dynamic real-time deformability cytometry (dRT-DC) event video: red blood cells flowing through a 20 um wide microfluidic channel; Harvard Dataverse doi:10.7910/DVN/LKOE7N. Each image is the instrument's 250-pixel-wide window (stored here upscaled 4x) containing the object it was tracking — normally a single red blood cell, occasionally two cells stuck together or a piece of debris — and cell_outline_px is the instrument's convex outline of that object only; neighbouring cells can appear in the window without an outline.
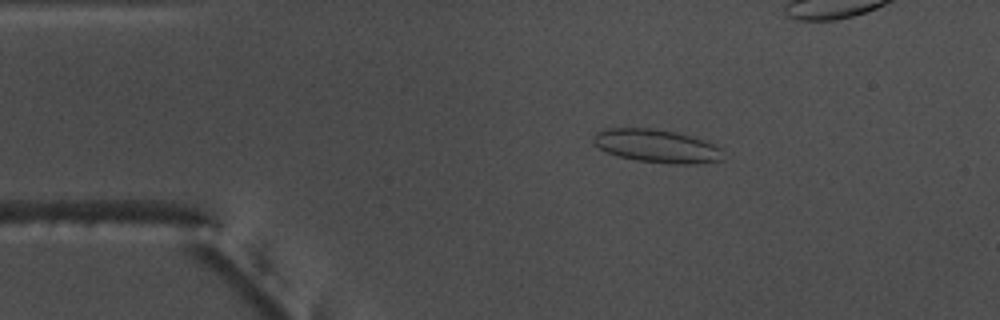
{"species": "common noctule bat (a hibernating species)", "species_latin": "Nyctalus noctula", "temperature_condition": "warm", "stored_images_in_passage": 47, "camera_frame_rate_fps": 3000, "um_per_image_px": 0.085, "animal": {"sex": "male", "body_mass_g": 17.5, "forearm_length_mm": 52.3}, "frame": {"image": 1, "passage_image": 3, "time_ms": 0.667, "image_size_px": [1000, 320], "cell_outline_px": [[724, 160], [696, 164], [676, 164], [636, 160], [604, 152], [592, 144], [592, 136], [596, 132], [608, 128], [652, 128], [676, 132], [708, 140], [716, 144], [720, 148]], "centroid_in_image_um": [55.82, 12.4], "position_along_channel_um": 29.2, "area_um2": 25.49}}
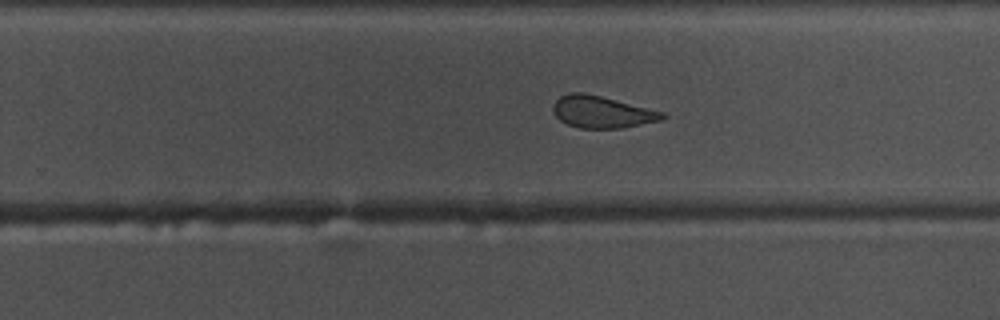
{"frame": {"image": 2, "passage_image": 27, "time_ms": 8.667, "image_size_px": [1000, 320], "cell_outline_px": [[668, 116], [660, 120], [624, 128], [580, 128], [568, 124], [560, 120], [556, 116], [552, 108], [552, 104], [560, 96], [572, 92], [584, 92], [664, 112]], "centroid_in_image_um": [51.15, 9.52], "position_along_channel_um": 278.7, "area_um2": 20.23}}
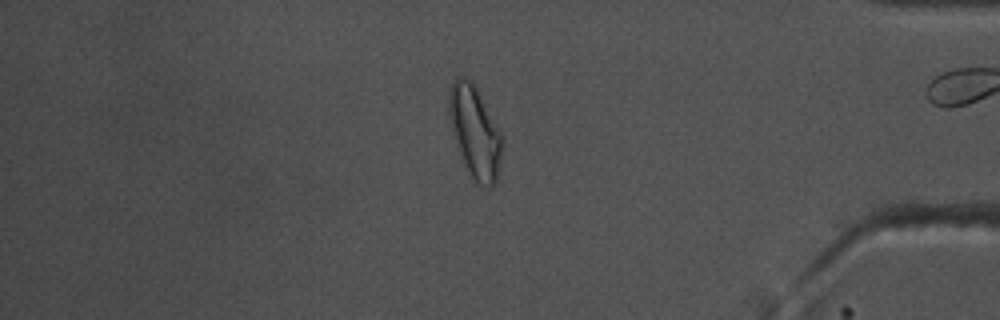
{"frame": {"image": 3, "passage_image": 39, "time_ms": 12.667, "image_size_px": [1000, 320], "cell_outline_px": [[504, 140], [496, 180], [492, 188], [488, 188], [476, 184], [464, 164], [448, 108], [448, 92], [452, 80], [456, 76], [464, 76], [472, 80], [504, 136]], "centroid_in_image_um": [40.4, 11.18], "position_along_channel_um": 394.8, "area_um2": 28.32}, "authors_computed_cell_mechanics": {"area_um2": 22.1374, "velocity_mm_per_s": 3.7408, "shape_relaxation_time_tau1_ms": null, "shape_relaxation_time_tau2_ms": 1.3444, "deformation_change_tau1": null, "deformation_change_tau2": 0.0695}}